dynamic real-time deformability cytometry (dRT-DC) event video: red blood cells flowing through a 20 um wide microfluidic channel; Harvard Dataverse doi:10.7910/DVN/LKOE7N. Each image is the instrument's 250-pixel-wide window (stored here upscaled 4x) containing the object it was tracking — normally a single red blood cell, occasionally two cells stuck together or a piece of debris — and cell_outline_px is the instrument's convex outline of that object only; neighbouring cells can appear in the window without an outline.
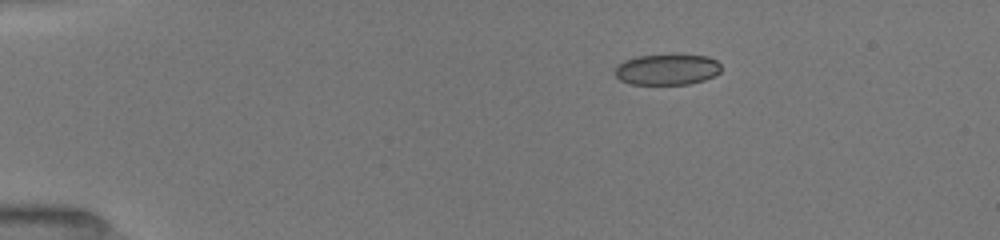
{"species": "common noctule bat (a hibernating species)", "species_latin": "Nyctalus noctula", "temperature_condition": "room temperature", "stored_images_in_passage": 5, "camera_frame_rate_fps": 3000, "um_per_image_px": 0.085, "animal": {"sex": "female", "body_mass_g": 19.5, "forearm_length_mm": 54.1}, "frame": {"image": 1, "passage_image": 3, "time_ms": 2.333, "image_size_px": [1000, 240], "cell_outline_px": [[720, 72], [704, 80], [688, 84], [628, 84], [620, 80], [616, 76], [616, 64], [624, 60], [636, 56], [676, 52], [708, 56], [716, 60], [720, 64]], "centroid_in_image_um": [56.7, 5.86], "position_along_channel_um": 28.3, "area_um2": 19.83}}